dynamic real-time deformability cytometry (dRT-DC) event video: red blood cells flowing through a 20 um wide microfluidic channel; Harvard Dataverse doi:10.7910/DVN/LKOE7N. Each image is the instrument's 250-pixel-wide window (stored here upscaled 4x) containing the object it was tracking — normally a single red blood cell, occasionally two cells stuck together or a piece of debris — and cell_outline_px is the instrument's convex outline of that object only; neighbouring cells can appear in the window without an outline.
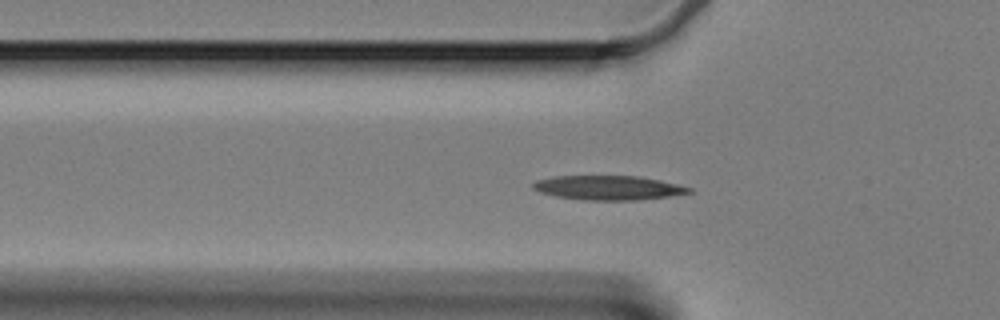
{"species": "Egyptian fruit bat (a non-hibernating species)", "species_latin": "Rousettus aegyptiacus", "temperature_condition": "cold", "stored_images_in_passage": 48, "camera_frame_rate_fps": 3000, "um_per_image_px": 0.085, "animal": {"sex": "female"}, "frame": {"image": 1, "passage_image": 6, "time_ms": 1.667, "image_size_px": [1000, 320], "cell_outline_px": [[692, 192], [668, 196], [640, 200], [584, 200], [556, 196], [540, 192], [532, 188], [532, 184], [536, 180], [552, 176], [640, 176], [660, 180], [692, 188]], "centroid_in_image_um": [51.68, 15.95], "position_along_channel_um": 74.1, "area_um2": 22.08}}
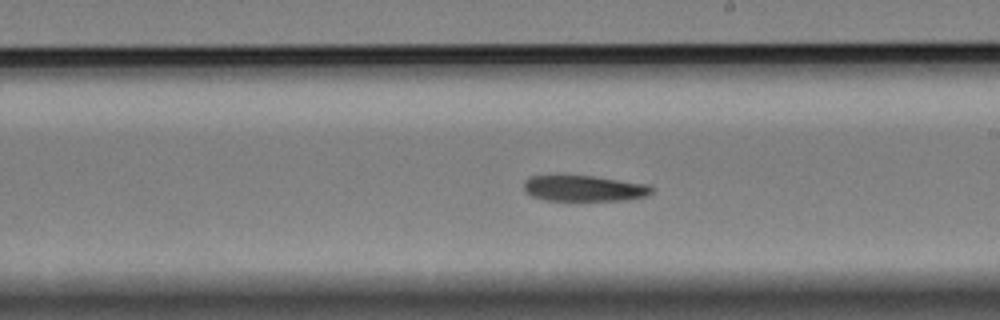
{"frame": {"image": 2, "passage_image": 21, "time_ms": 6.667, "image_size_px": [1000, 320], "cell_outline_px": [[656, 188], [652, 192], [644, 196], [628, 200], [544, 200], [532, 196], [524, 192], [524, 180], [532, 176], [556, 172], [592, 176], [648, 184]], "centroid_in_image_um": [49.57, 15.96], "position_along_channel_um": 239.4, "area_um2": 20.06}}
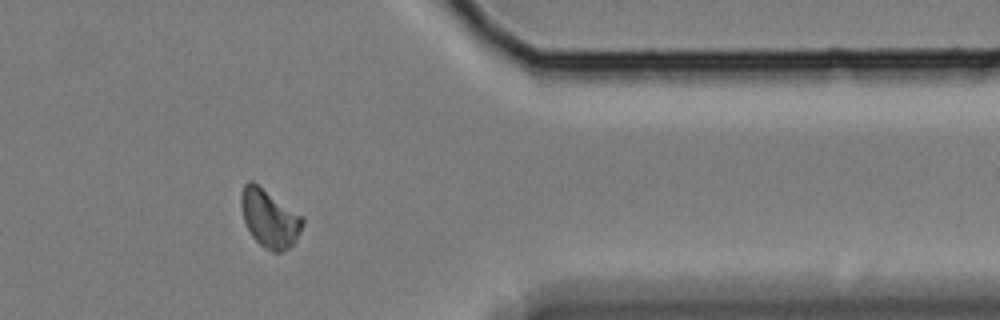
{"frame": {"image": 3, "passage_image": 36, "time_ms": 11.667, "image_size_px": [1000, 320], "cell_outline_px": [[304, 224], [296, 240], [288, 248], [280, 252], [272, 252], [264, 248], [252, 236], [244, 220], [240, 204], [240, 196], [244, 184], [248, 180], [252, 180], [304, 216]], "centroid_in_image_um": [22.92, 18.54], "position_along_channel_um": 388.5, "area_um2": 20.92}, "authors_computed_cell_mechanics": {"area_um2": 20.519, "velocity_mm_per_s": 3.2924, "shape_relaxation_time_tau1_ms": 6.3145, "shape_relaxation_time_tau2_ms": null, "deformation_change_tau1": 0.1274, "deformation_change_tau2": null}}